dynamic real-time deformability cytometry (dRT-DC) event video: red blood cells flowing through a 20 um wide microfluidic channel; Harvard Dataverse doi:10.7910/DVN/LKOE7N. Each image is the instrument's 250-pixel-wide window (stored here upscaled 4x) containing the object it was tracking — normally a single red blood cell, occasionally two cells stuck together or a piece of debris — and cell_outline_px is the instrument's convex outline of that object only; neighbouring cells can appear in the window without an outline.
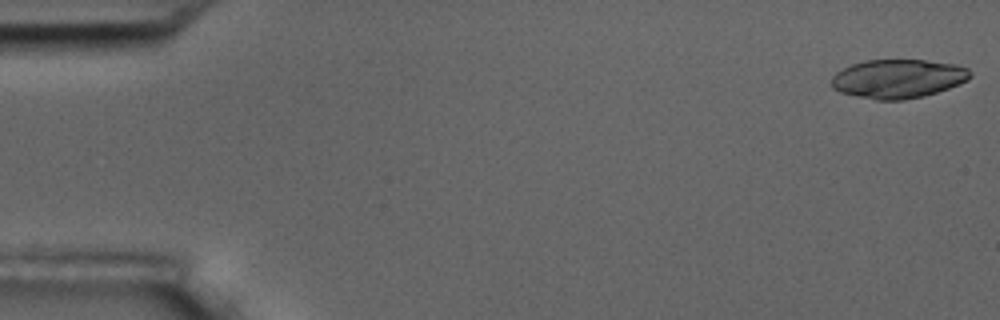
{"species": "common noctule bat (a hibernating species)", "species_latin": "Nyctalus noctula", "temperature_condition": "room temperature", "stored_images_in_passage": 6, "camera_frame_rate_fps": 3000, "um_per_image_px": 0.085, "animal": {"sex": "male", "body_mass_g": 17.5, "forearm_length_mm": 52.3}, "frame": {"image": 1, "passage_image": 1, "time_ms": 0.0, "image_size_px": [1000, 320], "cell_outline_px": [[972, 76], [968, 80], [960, 84], [924, 96], [904, 100], [876, 100], [856, 96], [840, 92], [832, 88], [832, 76], [836, 72], [852, 64], [864, 60], [924, 60], [956, 64], [968, 68]], "centroid_in_image_um": [76.34, 6.69], "position_along_channel_um": 8.7, "area_um2": 31.5}}